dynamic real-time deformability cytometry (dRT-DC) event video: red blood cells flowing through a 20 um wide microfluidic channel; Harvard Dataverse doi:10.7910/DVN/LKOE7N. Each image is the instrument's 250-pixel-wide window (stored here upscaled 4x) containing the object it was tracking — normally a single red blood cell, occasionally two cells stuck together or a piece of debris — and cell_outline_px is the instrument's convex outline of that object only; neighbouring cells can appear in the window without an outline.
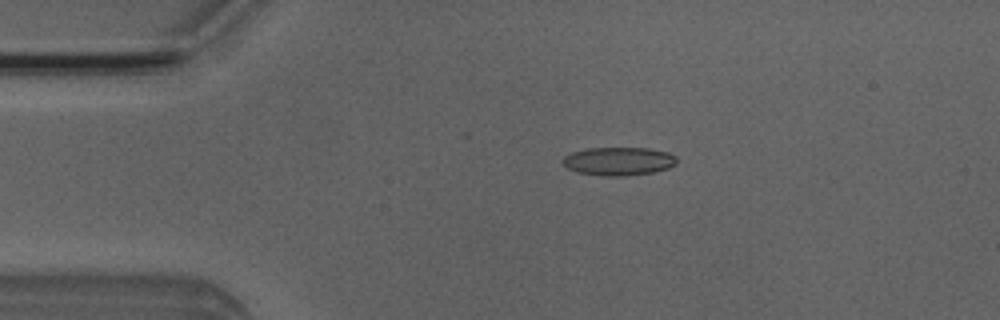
{"species": "Egyptian fruit bat (a non-hibernating species)", "species_latin": "Rousettus aegyptiacus", "temperature_condition": "room temperature", "stored_images_in_passage": 5, "camera_frame_rate_fps": 3000, "um_per_image_px": 0.085, "animal": {"sex": "male"}, "frame": {"image": 1, "passage_image": 3, "time_ms": 2.333, "image_size_px": [1000, 320], "cell_outline_px": [[676, 164], [668, 168], [652, 172], [624, 176], [604, 176], [576, 172], [568, 168], [564, 164], [564, 156], [572, 152], [588, 148], [648, 148], [668, 152], [676, 156]], "centroid_in_image_um": [52.59, 13.7], "position_along_channel_um": 32.4, "area_um2": 18.73}}